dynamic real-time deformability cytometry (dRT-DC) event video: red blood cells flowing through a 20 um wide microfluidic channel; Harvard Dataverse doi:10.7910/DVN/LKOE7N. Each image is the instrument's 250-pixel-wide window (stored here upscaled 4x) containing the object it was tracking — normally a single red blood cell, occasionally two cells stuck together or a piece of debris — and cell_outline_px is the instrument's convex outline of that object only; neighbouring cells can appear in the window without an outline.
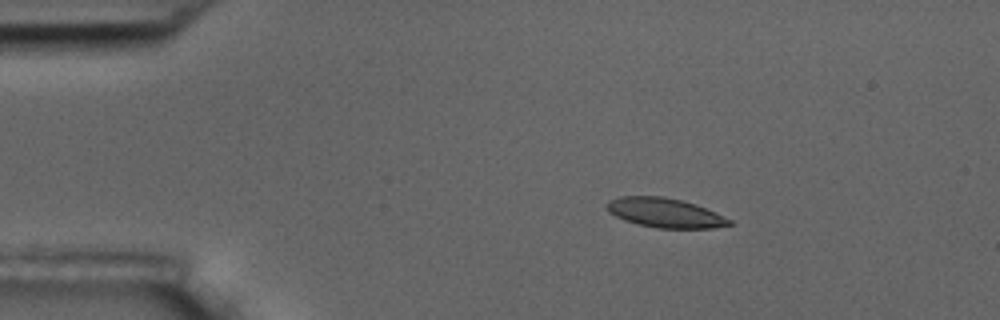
{"species": "common noctule bat (a hibernating species)", "species_latin": "Nyctalus noctula", "temperature_condition": "room temperature", "stored_images_in_passage": 4, "camera_frame_rate_fps": 3000, "um_per_image_px": 0.085, "animal": {"sex": "male", "body_mass_g": 17.5, "forearm_length_mm": 52.3}, "frame": {"image": 1, "passage_image": 2, "time_ms": 1.333, "image_size_px": [1000, 320], "cell_outline_px": [[732, 224], [712, 228], [656, 228], [636, 224], [624, 220], [608, 212], [604, 204], [608, 200], [620, 196], [664, 196], [696, 204], [716, 212], [732, 220]], "centroid_in_image_um": [56.48, 18.08], "position_along_channel_um": 28.5, "area_um2": 21.21}}